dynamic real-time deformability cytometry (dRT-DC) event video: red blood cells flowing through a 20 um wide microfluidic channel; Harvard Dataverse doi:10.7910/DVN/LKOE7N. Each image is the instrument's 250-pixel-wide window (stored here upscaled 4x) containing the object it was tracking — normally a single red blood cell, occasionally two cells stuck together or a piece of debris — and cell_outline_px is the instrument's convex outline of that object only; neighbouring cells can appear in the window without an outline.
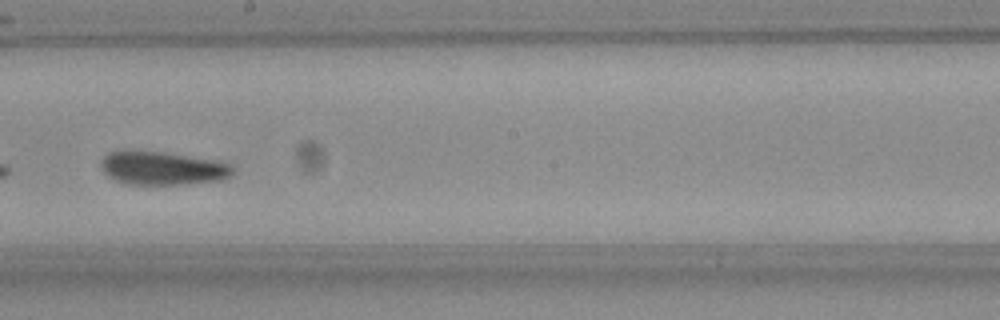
{"species": "Egyptian fruit bat (a non-hibernating species)", "species_latin": "Rousettus aegyptiacus", "temperature_condition": "room temperature", "stored_images_in_passage": 9, "camera_frame_rate_fps": 3000, "um_per_image_px": 0.085, "frame": {"image": 1, "passage_image": 9, "time_ms": 2.667, "image_size_px": [1000, 320], "cell_outline_px": [[232, 172], [228, 176], [220, 180], [180, 184], [128, 184], [116, 180], [108, 176], [104, 172], [100, 164], [100, 160], [108, 152], [120, 148], [160, 152], [216, 160], [232, 164]], "centroid_in_image_um": [13.72, 14.26], "position_along_channel_um": 234.5, "area_um2": 25.78}}